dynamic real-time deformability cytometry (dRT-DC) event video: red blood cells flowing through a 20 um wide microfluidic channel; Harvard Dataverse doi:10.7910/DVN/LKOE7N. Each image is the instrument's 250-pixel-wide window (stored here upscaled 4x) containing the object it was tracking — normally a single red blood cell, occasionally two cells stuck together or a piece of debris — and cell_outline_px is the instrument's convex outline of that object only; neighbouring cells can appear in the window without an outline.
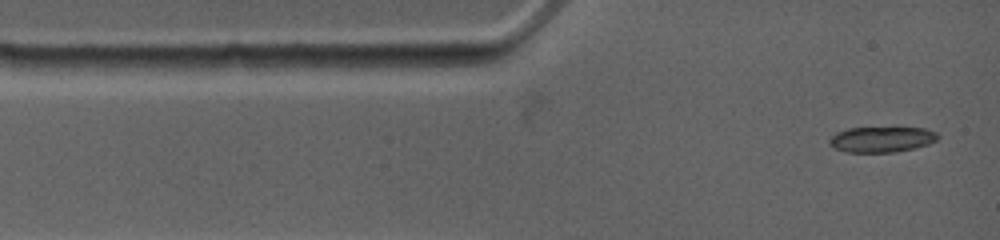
{"species": "common noctule bat (a hibernating species)", "species_latin": "Nyctalus noctula", "temperature_condition": "warm", "stored_images_in_passage": 3, "camera_frame_rate_fps": 4500, "um_per_image_px": 0.085, "animal": {"sex": "female", "body_mass_g": 19.0, "forearm_length_mm": 53.3}, "frame": {"image": 1, "passage_image": 1, "time_ms": 0.0, "image_size_px": [1000, 240], "cell_outline_px": [[940, 136], [936, 140], [928, 144], [896, 152], [844, 152], [832, 148], [828, 144], [828, 140], [836, 132], [848, 128], [892, 124], [924, 128], [936, 132]], "centroid_in_image_um": [74.92, 11.78], "position_along_channel_um": 10.1, "area_um2": 17.28}}
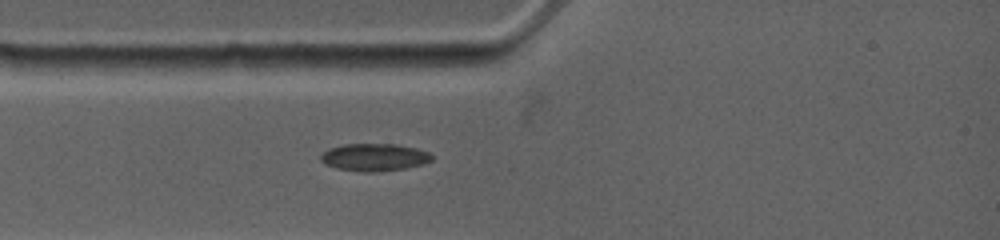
{"frame": {"image": 2, "passage_image": 3, "time_ms": 2.0, "image_size_px": [1000, 240], "cell_outline_px": [[432, 160], [424, 164], [404, 168], [376, 172], [364, 172], [336, 168], [324, 164], [320, 160], [320, 156], [328, 148], [344, 144], [396, 144], [416, 148], [428, 152], [432, 156]], "centroid_in_image_um": [31.79, 13.36], "position_along_channel_um": 53.2, "area_um2": 17.8}}